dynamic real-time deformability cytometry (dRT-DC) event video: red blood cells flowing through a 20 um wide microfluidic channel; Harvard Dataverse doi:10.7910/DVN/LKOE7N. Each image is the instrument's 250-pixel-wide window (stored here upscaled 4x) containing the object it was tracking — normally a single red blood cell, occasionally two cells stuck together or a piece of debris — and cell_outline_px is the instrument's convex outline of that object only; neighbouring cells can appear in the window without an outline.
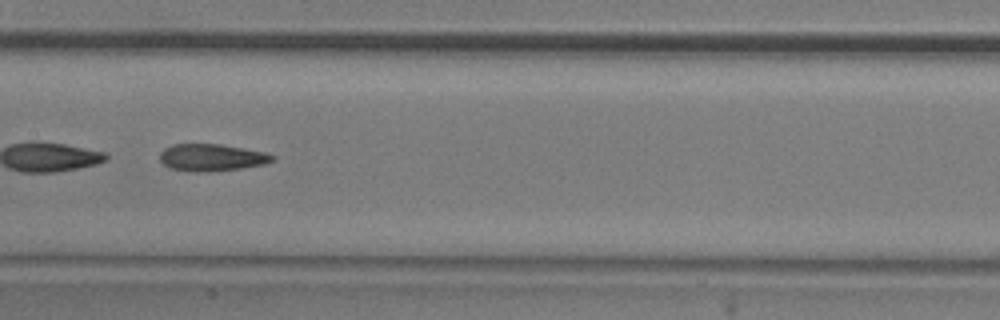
{"species": "common noctule bat (a hibernating species)", "species_latin": "Nyctalus noctula", "temperature_condition": "room temperature", "stored_images_in_passage": 35, "camera_frame_rate_fps": 3000, "um_per_image_px": 0.085, "animal": {"sex": "male", "body_mass_g": 20.5, "forearm_length_mm": 52.5}, "frame": {"image": 1, "passage_image": 25, "time_ms": 8.0, "image_size_px": [1000, 320], "cell_outline_px": [[276, 156], [272, 160], [264, 164], [240, 168], [208, 172], [196, 172], [168, 168], [160, 160], [160, 152], [164, 148], [172, 144], [220, 144], [244, 148], [264, 152]], "centroid_in_image_um": [17.95, 13.38], "position_along_channel_um": 189.4, "area_um2": 17.74}}